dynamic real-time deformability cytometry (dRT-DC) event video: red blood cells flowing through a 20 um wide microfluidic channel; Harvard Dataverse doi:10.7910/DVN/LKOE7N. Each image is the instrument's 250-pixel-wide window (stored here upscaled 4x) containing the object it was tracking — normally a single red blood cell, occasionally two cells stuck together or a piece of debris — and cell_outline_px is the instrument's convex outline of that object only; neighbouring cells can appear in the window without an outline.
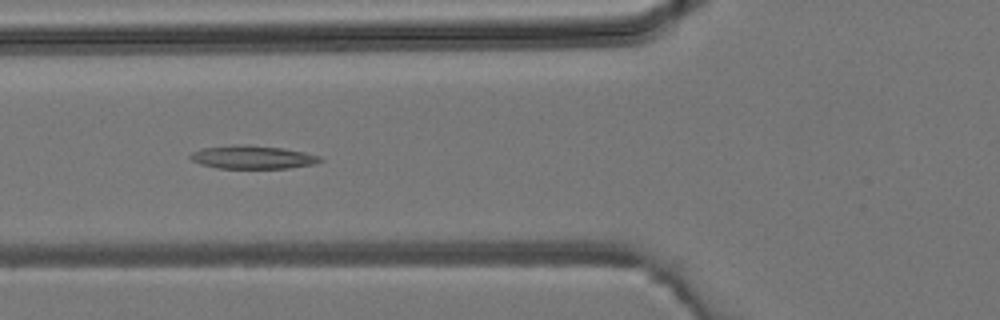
{"species": "common noctule bat (a hibernating species)", "species_latin": "Nyctalus noctula", "temperature_condition": "room temperature", "stored_images_in_passage": 41, "camera_frame_rate_fps": 3000, "um_per_image_px": 0.085, "animal": {"sex": "male", "body_mass_g": 19.2, "forearm_length_mm": 51.8}, "frame": {"image": 1, "passage_image": 15, "time_ms": 4.667, "image_size_px": [1000, 320], "cell_outline_px": [[324, 160], [316, 164], [288, 168], [216, 168], [200, 164], [192, 160], [188, 156], [192, 152], [204, 148], [232, 144], [248, 144], [284, 148], [304, 152], [320, 156]], "centroid_in_image_um": [21.48, 13.35], "position_along_channel_um": 104.3, "area_um2": 17.8}}
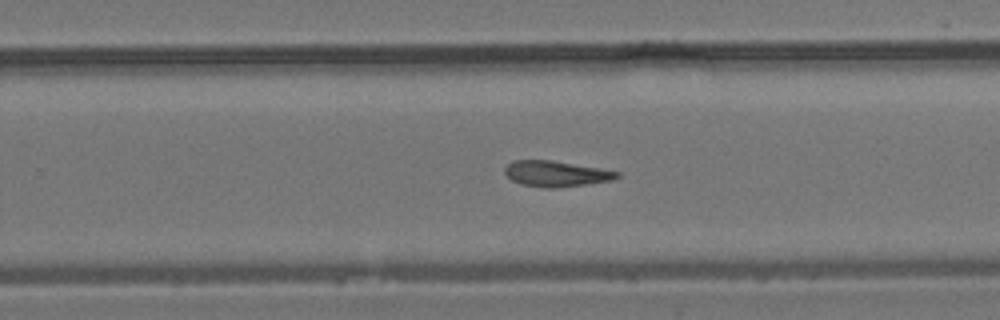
{"frame": {"image": 2, "passage_image": 26, "time_ms": 8.333, "image_size_px": [1000, 320], "cell_outline_px": [[620, 176], [612, 180], [556, 188], [544, 188], [520, 184], [512, 180], [504, 172], [504, 168], [512, 160], [552, 160], [600, 168], [620, 172]], "centroid_in_image_um": [47.24, 14.76], "position_along_channel_um": 282.6, "area_um2": 16.82}}
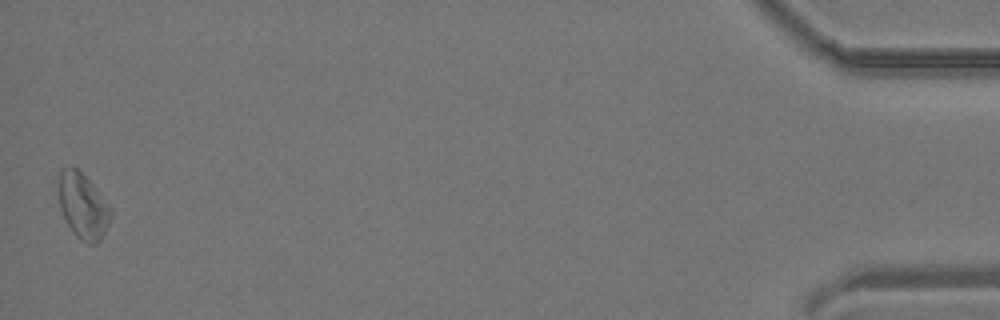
{"frame": {"image": 3, "passage_image": 41, "time_ms": 13.333, "image_size_px": [1000, 320], "cell_outline_px": [[112, 216], [100, 240], [96, 244], [88, 244], [80, 240], [72, 232], [60, 208], [60, 172], [64, 168], [72, 164], [88, 180], [112, 208]], "centroid_in_image_um": [7.07, 17.54], "position_along_channel_um": 428.1, "area_um2": 19.54}}